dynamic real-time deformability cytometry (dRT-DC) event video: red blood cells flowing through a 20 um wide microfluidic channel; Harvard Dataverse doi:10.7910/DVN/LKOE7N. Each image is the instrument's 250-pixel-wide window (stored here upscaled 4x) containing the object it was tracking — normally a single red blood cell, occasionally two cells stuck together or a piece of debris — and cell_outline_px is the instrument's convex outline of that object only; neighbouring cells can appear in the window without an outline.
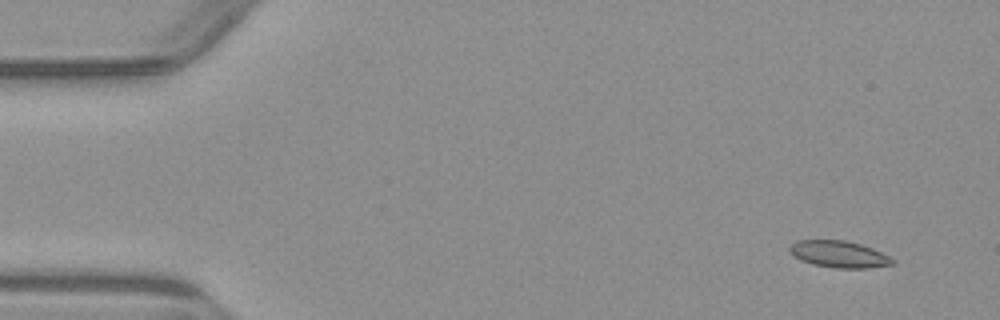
{"species": "common noctule bat (a hibernating species)", "species_latin": "Nyctalus noctula", "temperature_condition": "warm", "stored_images_in_passage": 7, "camera_frame_rate_fps": 3000, "um_per_image_px": 0.085, "animal": {"sex": "male", "body_mass_g": 23.1, "forearm_length_mm": 52.7}, "frame": {"image": 1, "passage_image": 1, "time_ms": 0.0, "image_size_px": [1000, 320], "cell_outline_px": [[896, 264], [868, 268], [836, 268], [812, 264], [800, 260], [788, 248], [796, 240], [844, 240], [860, 244], [872, 248], [896, 260]], "centroid_in_image_um": [71.35, 21.61], "position_along_channel_um": 13.7, "area_um2": 15.95}}
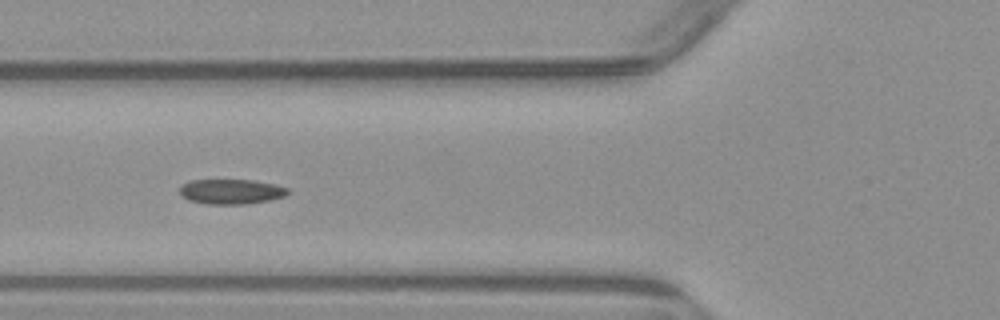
{"frame": {"image": 2, "passage_image": 5, "time_ms": 5.333, "image_size_px": [1000, 320], "cell_outline_px": [[292, 192], [284, 196], [268, 200], [244, 204], [208, 204], [188, 200], [180, 196], [180, 188], [184, 184], [192, 180], [252, 180], [276, 184], [288, 188]], "centroid_in_image_um": [19.67, 16.28], "position_along_channel_um": 106.1, "area_um2": 15.72}}
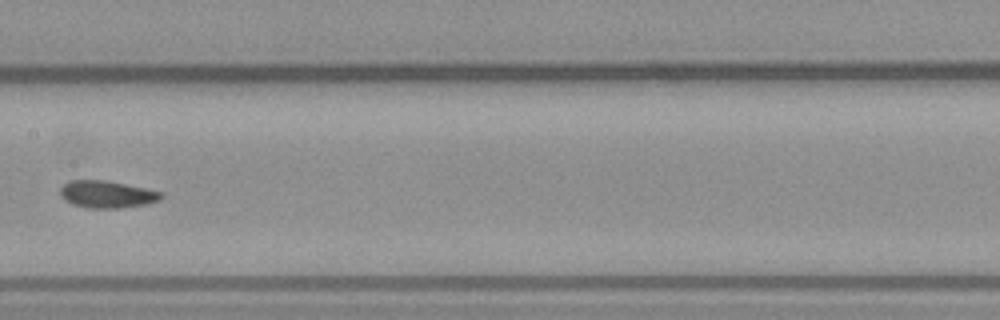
{"frame": {"image": 3, "passage_image": 7, "time_ms": 7.667, "image_size_px": [1000, 320], "cell_outline_px": [[164, 196], [160, 200], [144, 204], [120, 208], [88, 208], [72, 204], [64, 200], [60, 196], [60, 188], [68, 180], [104, 180], [164, 192]], "centroid_in_image_um": [9.07, 16.52], "position_along_channel_um": 198.3, "area_um2": 16.01}}